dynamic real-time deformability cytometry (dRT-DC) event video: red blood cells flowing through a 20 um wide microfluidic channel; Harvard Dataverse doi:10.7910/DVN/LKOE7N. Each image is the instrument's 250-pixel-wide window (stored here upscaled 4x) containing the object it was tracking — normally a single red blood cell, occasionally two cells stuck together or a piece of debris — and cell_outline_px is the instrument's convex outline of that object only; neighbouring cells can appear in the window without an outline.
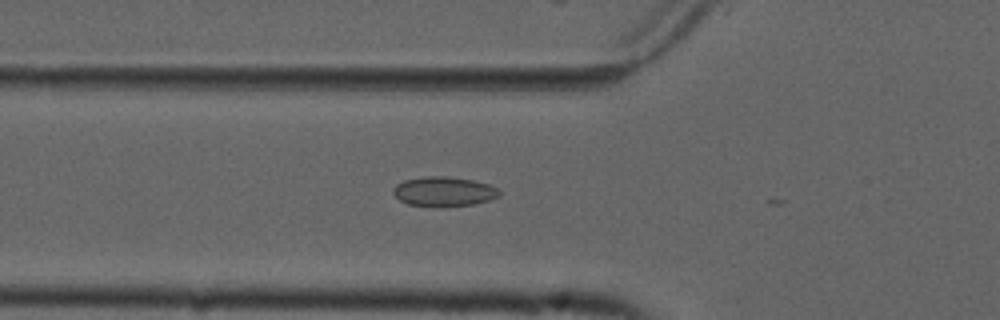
{"species": "common noctule bat (a hibernating species)", "species_latin": "Nyctalus noctula", "temperature_condition": "cold", "stored_images_in_passage": 12, "camera_frame_rate_fps": 3000, "um_per_image_px": 0.085, "animal": {"sex": "male", "forearm_length_mm": 52.5}, "frame": {"image": 1, "passage_image": 7, "time_ms": 2.0, "image_size_px": [1000, 320], "cell_outline_px": [[500, 196], [488, 200], [472, 204], [440, 208], [436, 208], [408, 204], [400, 200], [392, 192], [392, 188], [396, 184], [404, 180], [424, 176], [448, 176], [472, 180], [488, 184], [496, 188], [500, 192]], "centroid_in_image_um": [37.69, 16.29], "position_along_channel_um": 88.1, "area_um2": 18.55}}
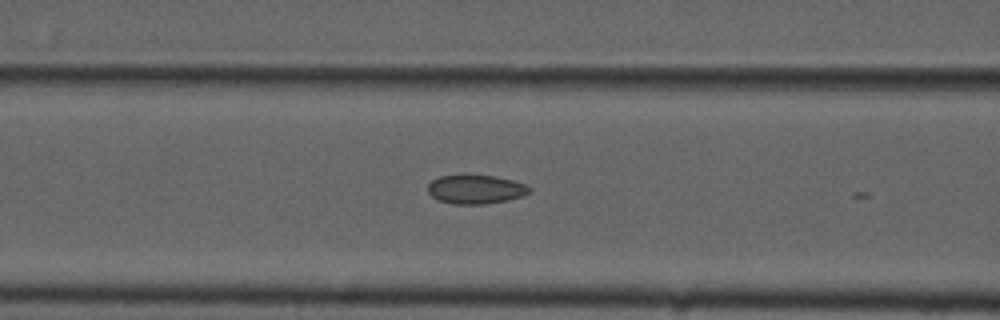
{"frame": {"image": 2, "passage_image": 10, "time_ms": 3.0, "image_size_px": [1000, 320], "cell_outline_px": [[532, 192], [524, 196], [508, 200], [484, 204], [456, 204], [440, 200], [432, 196], [428, 192], [428, 184], [432, 180], [440, 176], [496, 176], [512, 180], [524, 184], [532, 188]], "centroid_in_image_um": [40.49, 16.1], "position_along_channel_um": 126.1, "area_um2": 16.94}}